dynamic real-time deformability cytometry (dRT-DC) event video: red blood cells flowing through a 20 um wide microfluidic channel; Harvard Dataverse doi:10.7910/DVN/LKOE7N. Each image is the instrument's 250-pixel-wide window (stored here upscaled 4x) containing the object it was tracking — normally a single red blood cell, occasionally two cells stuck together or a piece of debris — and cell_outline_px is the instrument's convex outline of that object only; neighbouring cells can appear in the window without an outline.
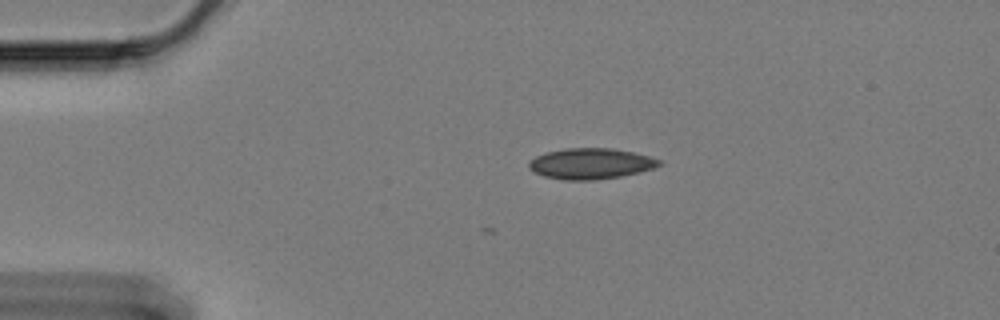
{"species": "Egyptian fruit bat (a non-hibernating species)", "species_latin": "Rousettus aegyptiacus", "temperature_condition": "cold", "stored_images_in_passage": 2, "camera_frame_rate_fps": 3000, "um_per_image_px": 0.085, "animal": {"sex": "female"}, "frame": {"image": 1, "passage_image": 2, "time_ms": 0.333, "image_size_px": [1000, 320], "cell_outline_px": [[664, 160], [660, 164], [652, 168], [640, 172], [620, 176], [596, 180], [564, 180], [544, 176], [528, 168], [528, 164], [536, 156], [548, 152], [568, 148], [612, 148], [632, 152]], "centroid_in_image_um": [50.23, 13.91], "position_along_channel_um": 34.8, "area_um2": 23.18}}